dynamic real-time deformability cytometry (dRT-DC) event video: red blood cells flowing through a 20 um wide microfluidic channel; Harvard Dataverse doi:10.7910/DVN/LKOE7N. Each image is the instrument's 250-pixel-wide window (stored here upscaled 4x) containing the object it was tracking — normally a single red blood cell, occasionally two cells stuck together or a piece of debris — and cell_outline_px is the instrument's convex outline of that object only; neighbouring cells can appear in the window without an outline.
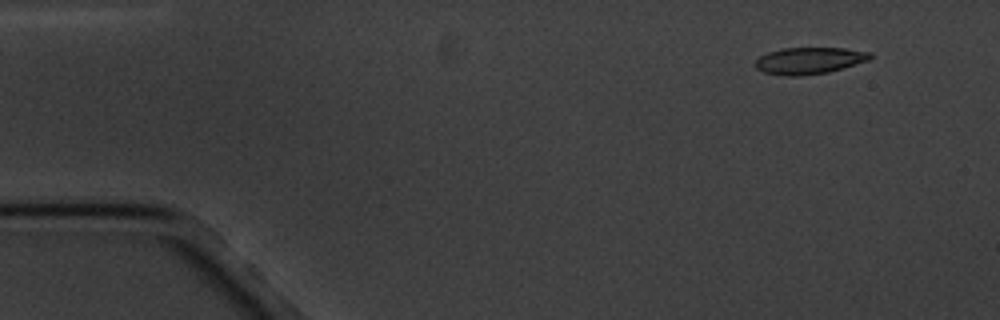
{"species": "common noctule bat (a hibernating species)", "species_latin": "Nyctalus noctula", "temperature_condition": "cold", "stored_images_in_passage": 8, "camera_frame_rate_fps": 3000, "um_per_image_px": 0.085, "animal": {"sex": "male", "body_mass_g": 20.1, "forearm_length_mm": 53.5}, "frame": {"image": 1, "passage_image": 1, "time_ms": 0.0, "image_size_px": [1000, 320], "cell_outline_px": [[872, 56], [868, 60], [828, 72], [800, 76], [784, 76], [764, 72], [756, 68], [752, 64], [760, 56], [768, 52], [780, 48], [844, 48], [872, 52]], "centroid_in_image_um": [68.74, 5.15], "position_along_channel_um": 16.3, "area_um2": 17.92}}
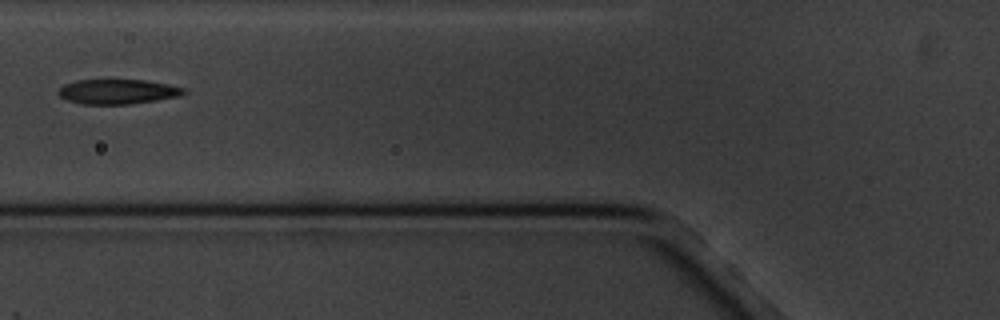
{"frame": {"image": 2, "passage_image": 5, "time_ms": 5.667, "image_size_px": [1000, 320], "cell_outline_px": [[184, 92], [180, 96], [132, 104], [84, 104], [68, 100], [60, 96], [56, 92], [64, 84], [76, 80], [144, 80], [168, 84], [184, 88]], "centroid_in_image_um": [9.98, 7.79], "position_along_channel_um": 115.8, "area_um2": 17.98}}
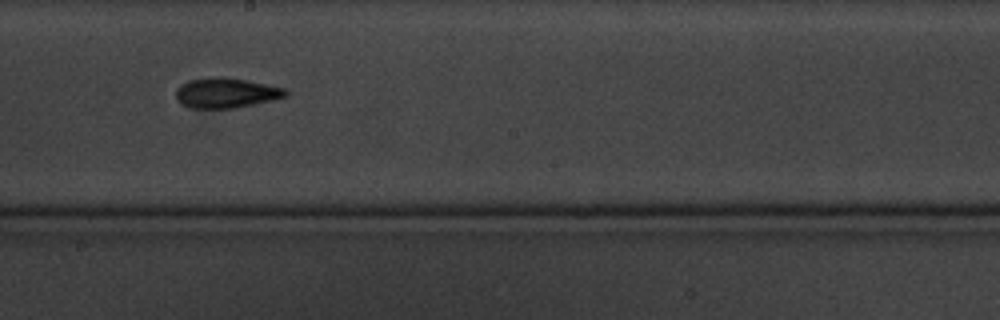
{"frame": {"image": 3, "passage_image": 8, "time_ms": 9.0, "image_size_px": [1000, 320], "cell_outline_px": [[288, 96], [272, 100], [232, 108], [192, 108], [180, 104], [176, 100], [176, 88], [180, 84], [188, 80], [208, 76], [220, 76], [244, 80], [284, 88], [288, 92]], "centroid_in_image_um": [19.14, 7.89], "position_along_channel_um": 229.1, "area_um2": 19.25}}